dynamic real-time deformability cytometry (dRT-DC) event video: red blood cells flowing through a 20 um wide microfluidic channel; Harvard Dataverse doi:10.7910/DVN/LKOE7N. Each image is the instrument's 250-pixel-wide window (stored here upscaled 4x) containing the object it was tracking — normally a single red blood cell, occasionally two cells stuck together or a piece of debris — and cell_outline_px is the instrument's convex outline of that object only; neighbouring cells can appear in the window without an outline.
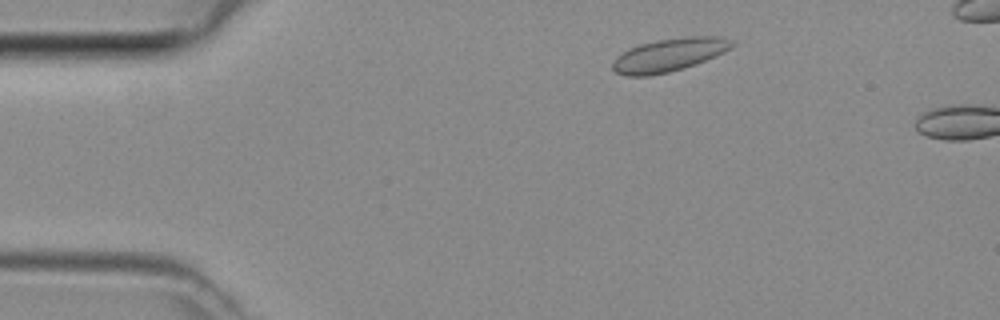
{"species": "common noctule bat (a hibernating species)", "species_latin": "Nyctalus noctula", "temperature_condition": "room temperature", "stored_images_in_passage": 6, "camera_frame_rate_fps": 3000, "um_per_image_px": 0.085, "animal": {"sex": "female", "body_mass_g": 29.2, "forearm_length_mm": 56.3}, "frame": {"image": 1, "passage_image": 4, "time_ms": 1.0, "image_size_px": [1000, 320], "cell_outline_px": [[736, 44], [732, 48], [716, 56], [696, 64], [684, 68], [668, 72], [648, 76], [624, 76], [616, 72], [612, 68], [612, 60], [616, 56], [628, 48], [640, 44], [656, 40], [688, 36], [720, 36], [732, 40]], "centroid_in_image_um": [56.87, 4.66], "position_along_channel_um": 28.1, "area_um2": 23.35}}